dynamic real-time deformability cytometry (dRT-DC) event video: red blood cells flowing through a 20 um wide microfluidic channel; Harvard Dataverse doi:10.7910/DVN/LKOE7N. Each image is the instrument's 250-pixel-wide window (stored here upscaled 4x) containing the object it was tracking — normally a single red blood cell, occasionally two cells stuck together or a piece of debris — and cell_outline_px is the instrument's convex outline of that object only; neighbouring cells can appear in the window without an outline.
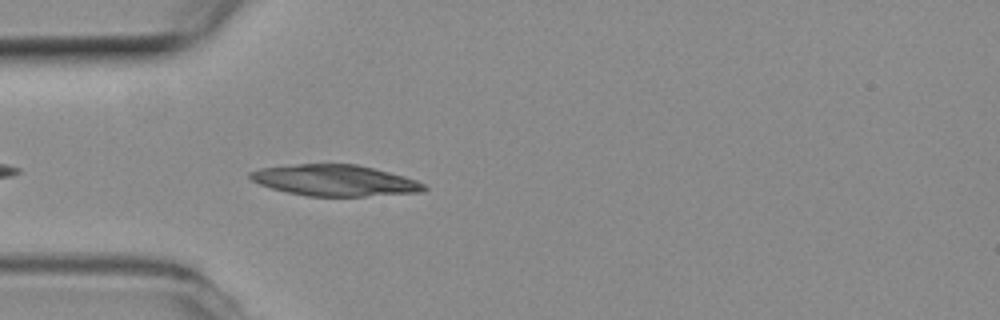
{"species": "common noctule bat (a hibernating species)", "species_latin": "Nyctalus noctula", "temperature_condition": "room temperature", "stored_images_in_passage": 26, "camera_frame_rate_fps": 3000, "um_per_image_px": 0.085, "animal": {"sex": "female", "body_mass_g": 19.3, "forearm_length_mm": 54.1}, "frame": {"image": 1, "passage_image": 3, "time_ms": 0.667, "image_size_px": [1000, 320], "cell_outline_px": [[428, 188], [424, 192], [364, 196], [308, 196], [288, 192], [272, 188], [260, 184], [252, 180], [248, 176], [248, 172], [260, 168], [296, 164], [356, 164], [404, 176], [416, 180], [424, 184]], "centroid_in_image_um": [28.46, 15.33], "position_along_channel_um": 56.5, "area_um2": 31.39}}
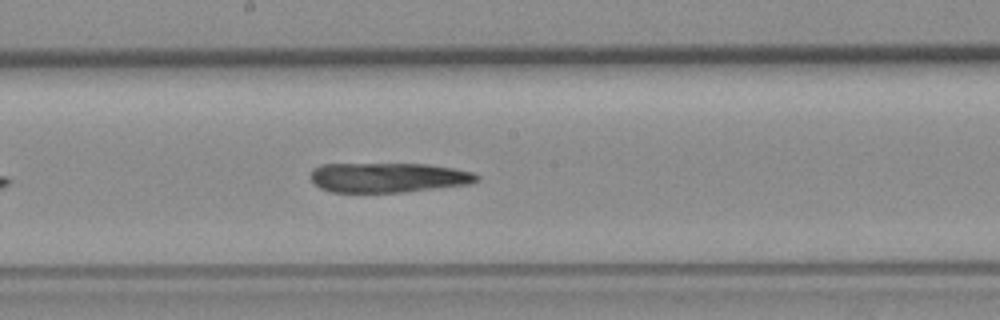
{"frame": {"image": 2, "passage_image": 16, "time_ms": 5.0, "image_size_px": [1000, 320], "cell_outline_px": [[480, 180], [472, 184], [400, 192], [332, 192], [320, 188], [312, 180], [312, 168], [320, 164], [428, 164], [452, 168], [472, 172], [480, 176]], "centroid_in_image_um": [33.02, 15.09], "position_along_channel_um": 215.2, "area_um2": 28.78}}
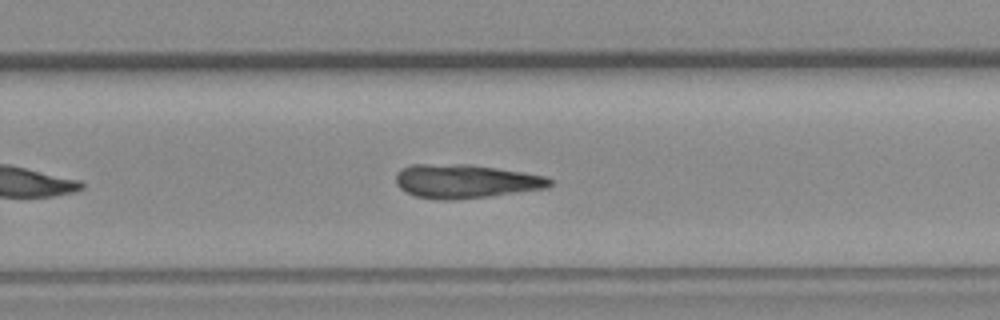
{"frame": {"image": 3, "passage_image": 22, "time_ms": 7.0, "image_size_px": [1000, 320], "cell_outline_px": [[552, 184], [548, 188], [492, 196], [452, 200], [436, 200], [416, 196], [400, 188], [396, 184], [396, 172], [400, 168], [412, 164], [468, 164], [496, 168], [544, 176], [552, 180]], "centroid_in_image_um": [39.54, 15.41], "position_along_channel_um": 290.3, "area_um2": 30.4}}